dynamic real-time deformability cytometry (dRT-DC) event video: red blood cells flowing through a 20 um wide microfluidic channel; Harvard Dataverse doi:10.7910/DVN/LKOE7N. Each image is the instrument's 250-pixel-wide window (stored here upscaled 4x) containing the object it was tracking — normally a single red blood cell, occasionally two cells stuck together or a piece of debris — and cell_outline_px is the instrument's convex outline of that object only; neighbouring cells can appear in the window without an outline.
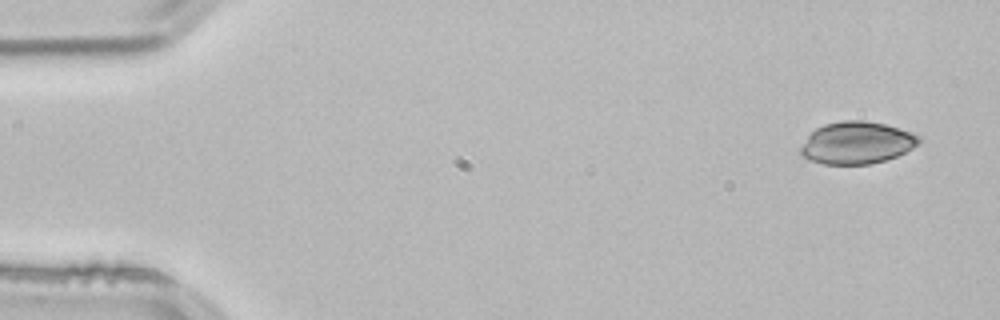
{"species": "common noctule bat (a hibernating species)", "species_latin": "Nyctalus noctula", "temperature_condition": "room temperature", "stored_images_in_passage": 4, "segment_of_instrument_passage": [1, 2], "camera_frame_rate_fps": 3000, "um_per_image_px": 0.085, "animal": {"sex": "male", "body_mass_g": 21.5, "forearm_length_mm": 52.0}, "frame": {"image": 1, "passage_image": 1, "time_ms": 0.0, "image_size_px": [1000, 320], "cell_outline_px": [[924, 140], [920, 144], [896, 156], [884, 160], [868, 164], [824, 164], [800, 156], [800, 148], [808, 136], [816, 128], [824, 124], [844, 120], [864, 120], [884, 124], [900, 128], [920, 136]], "centroid_in_image_um": [72.85, 12.13], "position_along_channel_um": 12.2, "area_um2": 29.07}}
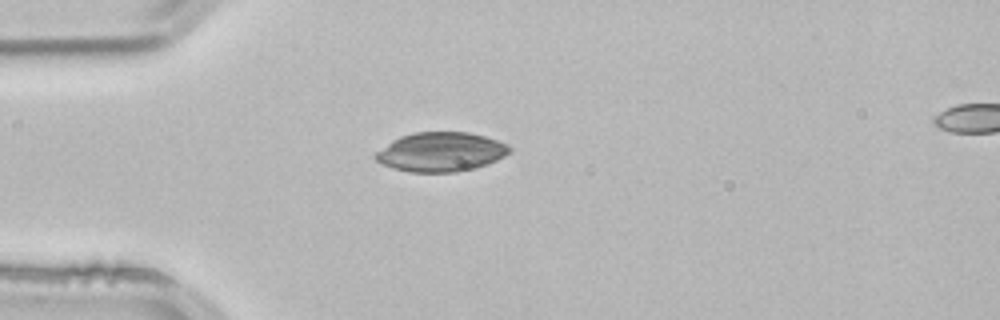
{"frame": {"image": 2, "passage_image": 3, "time_ms": 0.667, "image_size_px": [1000, 320], "cell_outline_px": [[512, 152], [496, 160], [476, 168], [456, 172], [412, 172], [396, 168], [384, 164], [376, 160], [372, 156], [376, 152], [392, 140], [400, 136], [416, 132], [468, 132], [484, 136], [508, 144], [512, 148]], "centroid_in_image_um": [37.5, 12.91], "position_along_channel_um": 47.5, "area_um2": 30.58}}